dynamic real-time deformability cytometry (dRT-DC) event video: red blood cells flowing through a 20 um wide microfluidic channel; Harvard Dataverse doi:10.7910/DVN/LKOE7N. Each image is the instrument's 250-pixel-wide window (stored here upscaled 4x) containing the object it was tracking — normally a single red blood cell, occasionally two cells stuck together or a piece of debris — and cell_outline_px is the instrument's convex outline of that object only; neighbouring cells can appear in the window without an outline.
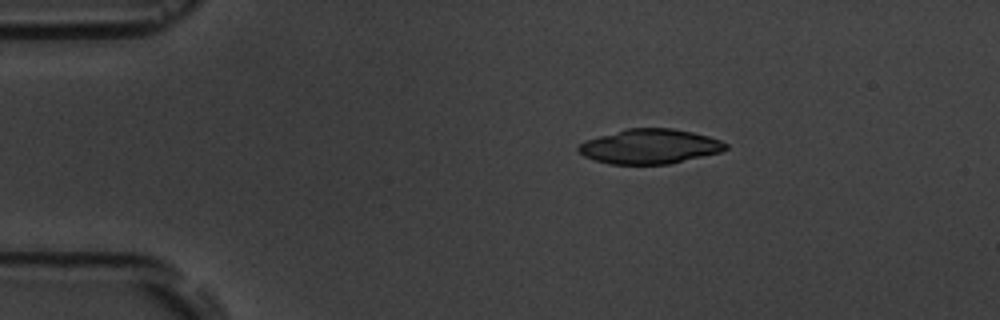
{"species": "common noctule bat (a hibernating species)", "species_latin": "Nyctalus noctula", "temperature_condition": "room temperature", "stored_images_in_passage": 3, "camera_frame_rate_fps": 3000, "um_per_image_px": 0.085, "animal": {"sex": "male", "body_mass_g": 19.5, "forearm_length_mm": 54.6}, "frame": {"image": 1, "passage_image": 1, "time_ms": 0.0, "image_size_px": [1000, 320], "cell_outline_px": [[728, 148], [720, 152], [668, 164], [608, 164], [584, 156], [576, 148], [584, 140], [628, 128], [672, 128], [692, 132], [708, 136], [720, 140], [728, 144]], "centroid_in_image_um": [55.22, 12.44], "position_along_channel_um": 29.8, "area_um2": 29.59}}